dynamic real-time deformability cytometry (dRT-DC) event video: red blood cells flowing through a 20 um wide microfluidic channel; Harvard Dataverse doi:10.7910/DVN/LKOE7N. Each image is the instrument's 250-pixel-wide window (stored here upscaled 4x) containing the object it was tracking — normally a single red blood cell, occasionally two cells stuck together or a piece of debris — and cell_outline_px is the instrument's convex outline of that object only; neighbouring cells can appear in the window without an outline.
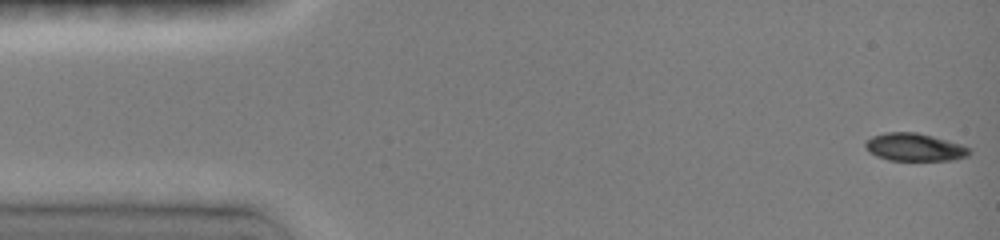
{"species": "common noctule bat (a hibernating species)", "species_latin": "Nyctalus noctula", "temperature_condition": "room temperature", "stored_images_in_passage": 11, "camera_frame_rate_fps": 3000, "um_per_image_px": 0.085, "animal": {"sex": "female", "body_mass_g": 19.0, "forearm_length_mm": 51.5}, "frame": {"image": 1, "passage_image": 1, "time_ms": 0.0, "image_size_px": [1000, 240], "cell_outline_px": [[972, 152], [968, 156], [952, 160], [888, 160], [876, 156], [868, 152], [864, 144], [872, 136], [884, 132], [916, 132], [932, 136], [960, 144], [968, 148]], "centroid_in_image_um": [77.71, 12.51], "position_along_channel_um": 7.3, "area_um2": 16.76}}
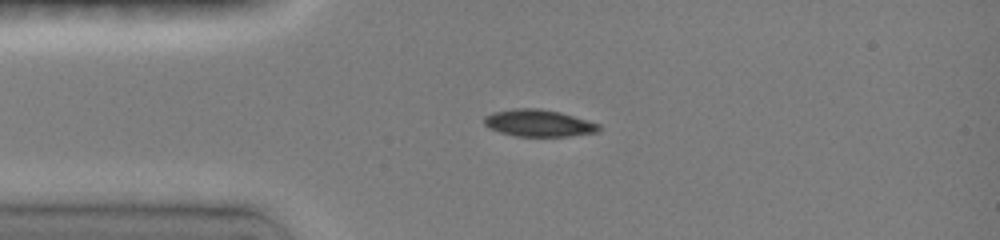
{"frame": {"image": 2, "passage_image": 10, "time_ms": 3.0, "image_size_px": [1000, 240], "cell_outline_px": [[600, 132], [568, 136], [516, 136], [500, 132], [488, 128], [484, 124], [484, 116], [492, 112], [512, 108], [540, 108], [560, 112], [588, 120], [600, 124]], "centroid_in_image_um": [45.78, 10.45], "position_along_channel_um": 39.2, "area_um2": 18.21}}